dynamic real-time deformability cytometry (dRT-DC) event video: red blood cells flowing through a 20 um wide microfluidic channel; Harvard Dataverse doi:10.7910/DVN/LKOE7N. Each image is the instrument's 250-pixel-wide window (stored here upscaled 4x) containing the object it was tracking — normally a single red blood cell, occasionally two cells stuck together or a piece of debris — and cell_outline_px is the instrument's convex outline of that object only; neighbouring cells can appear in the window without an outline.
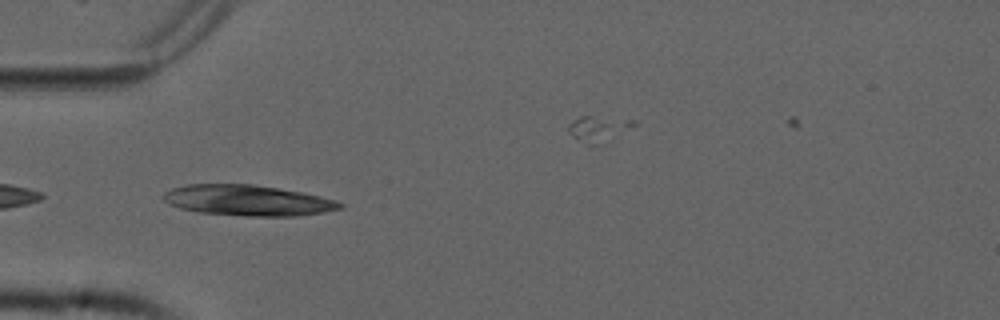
{"species": "common noctule bat (a hibernating species)", "species_latin": "Nyctalus noctula", "temperature_condition": "cold", "stored_images_in_passage": 47, "camera_frame_rate_fps": 3000, "um_per_image_px": 0.085, "animal": {"sex": "male", "forearm_length_mm": 52.5}, "frame": {"image": 1, "passage_image": 11, "time_ms": 3.333, "image_size_px": [1000, 320], "cell_outline_px": [[344, 208], [324, 212], [296, 216], [244, 216], [196, 212], [180, 208], [168, 204], [160, 196], [164, 192], [172, 188], [184, 184], [252, 184], [304, 192], [336, 200], [344, 204]], "centroid_in_image_um": [21.04, 17.03], "position_along_channel_um": 64.0, "area_um2": 31.96}}
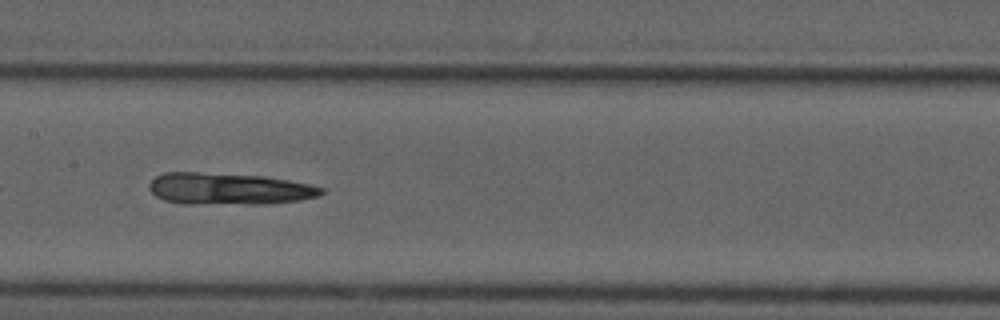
{"frame": {"image": 2, "passage_image": 21, "time_ms": 6.667, "image_size_px": [1000, 320], "cell_outline_px": [[324, 192], [320, 196], [300, 200], [268, 204], [192, 204], [164, 200], [156, 196], [148, 188], [148, 184], [156, 176], [164, 172], [200, 172], [264, 176], [288, 180], [308, 184], [324, 188]], "centroid_in_image_um": [19.46, 16.05], "position_along_channel_um": 187.9, "area_um2": 32.02}}
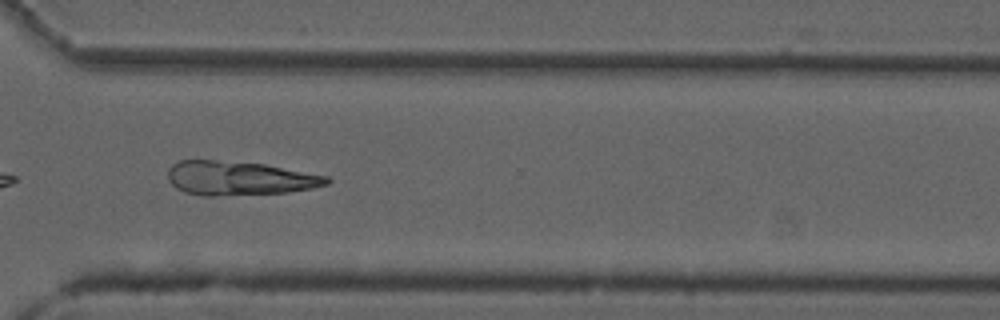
{"frame": {"image": 3, "passage_image": 34, "time_ms": 11.0, "image_size_px": [1000, 320], "cell_outline_px": [[332, 180], [328, 184], [312, 188], [288, 192], [216, 196], [204, 196], [184, 192], [176, 188], [168, 180], [168, 168], [172, 164], [180, 160], [212, 160], [264, 164], [328, 176]], "centroid_in_image_um": [20.32, 15.15], "position_along_channel_um": 350.3, "area_um2": 31.5}}